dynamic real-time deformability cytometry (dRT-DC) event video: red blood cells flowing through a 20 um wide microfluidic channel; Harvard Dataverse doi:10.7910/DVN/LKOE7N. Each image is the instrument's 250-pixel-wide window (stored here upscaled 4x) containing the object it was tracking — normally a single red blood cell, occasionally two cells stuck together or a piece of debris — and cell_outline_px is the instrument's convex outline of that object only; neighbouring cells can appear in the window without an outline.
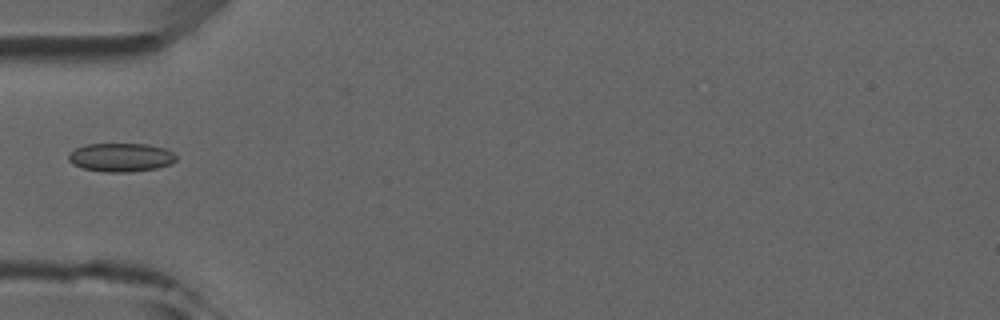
{"species": "common noctule bat (a hibernating species)", "species_latin": "Nyctalus noctula", "temperature_condition": "room temperature", "stored_images_in_passage": 6, "camera_frame_rate_fps": 3000, "um_per_image_px": 0.085, "animal": {"sex": "male", "forearm_length_mm": 52.5}, "frame": {"image": 1, "passage_image": 5, "time_ms": 4.667, "image_size_px": [1000, 320], "cell_outline_px": [[176, 160], [172, 164], [156, 168], [128, 172], [104, 172], [84, 168], [72, 164], [68, 160], [68, 152], [84, 144], [148, 144], [164, 148], [172, 152], [176, 156]], "centroid_in_image_um": [10.25, 13.37], "position_along_channel_um": 74.7, "area_um2": 18.03}}
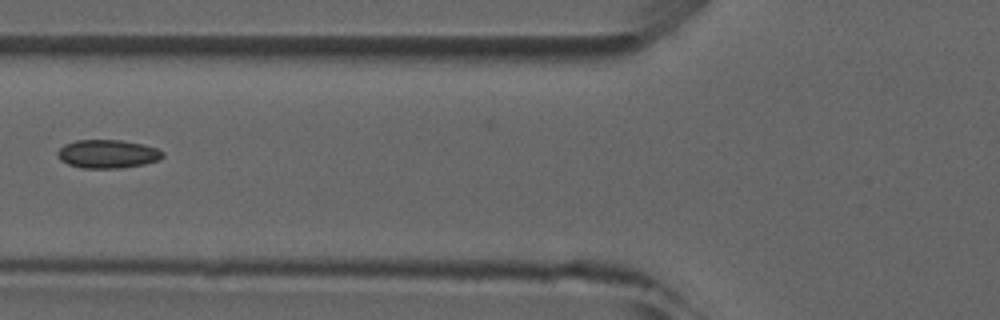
{"frame": {"image": 2, "passage_image": 6, "time_ms": 5.667, "image_size_px": [1000, 320], "cell_outline_px": [[164, 156], [160, 160], [144, 164], [120, 168], [80, 168], [68, 164], [60, 160], [56, 152], [64, 144], [76, 140], [120, 140], [140, 144], [156, 148], [164, 152]], "centroid_in_image_um": [9.13, 13.09], "position_along_channel_um": 116.7, "area_um2": 17.46}}